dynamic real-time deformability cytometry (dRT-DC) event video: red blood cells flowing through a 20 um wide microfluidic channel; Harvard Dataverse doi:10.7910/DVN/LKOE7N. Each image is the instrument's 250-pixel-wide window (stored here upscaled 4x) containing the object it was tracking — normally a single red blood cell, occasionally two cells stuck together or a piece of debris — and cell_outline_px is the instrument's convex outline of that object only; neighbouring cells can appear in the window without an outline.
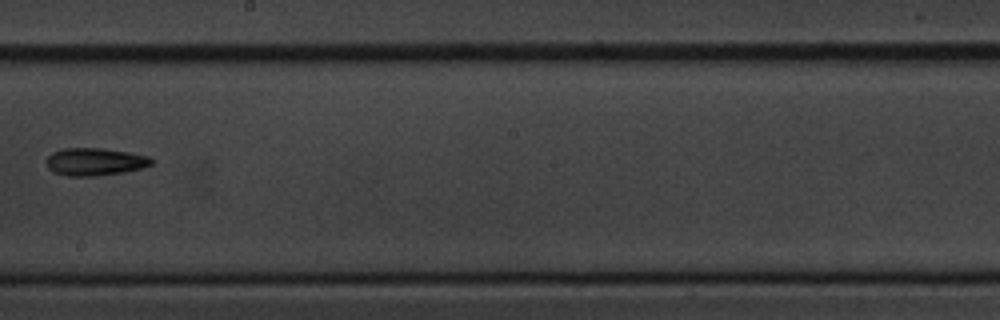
{"species": "common noctule bat (a hibernating species)", "species_latin": "Nyctalus noctula", "temperature_condition": "cold", "stored_images_in_passage": 10, "camera_frame_rate_fps": 3000, "um_per_image_px": 0.085, "animal": {"sex": "male", "body_mass_g": 20.1, "forearm_length_mm": 53.5}, "frame": {"image": 1, "passage_image": 9, "time_ms": 9.333, "image_size_px": [1000, 320], "cell_outline_px": [[156, 160], [152, 164], [140, 168], [124, 172], [92, 176], [68, 176], [52, 172], [48, 168], [48, 156], [52, 152], [64, 148], [100, 148], [128, 152], [148, 156]], "centroid_in_image_um": [8.07, 13.74], "position_along_channel_um": 240.1, "area_um2": 16.82}}
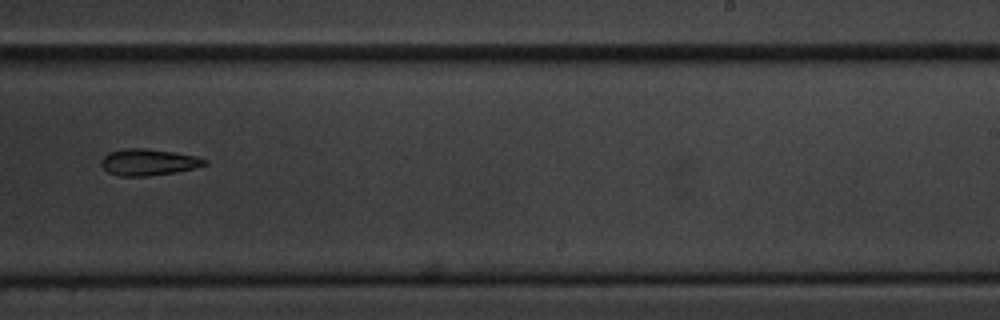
{"frame": {"image": 2, "passage_image": 10, "time_ms": 10.333, "image_size_px": [1000, 320], "cell_outline_px": [[208, 164], [176, 172], [144, 176], [120, 176], [108, 172], [100, 164], [100, 160], [108, 152], [124, 148], [144, 148], [172, 152], [196, 156], [208, 160]], "centroid_in_image_um": [12.58, 13.78], "position_along_channel_um": 276.4, "area_um2": 15.9}}